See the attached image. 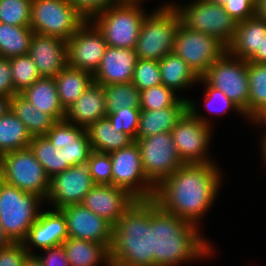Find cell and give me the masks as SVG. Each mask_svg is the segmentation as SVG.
<instances>
[{
	"label": "cell",
	"instance_id": "1",
	"mask_svg": "<svg viewBox=\"0 0 266 266\" xmlns=\"http://www.w3.org/2000/svg\"><path fill=\"white\" fill-rule=\"evenodd\" d=\"M221 174L216 163L183 164L155 187L152 200L161 210L199 227L217 199Z\"/></svg>",
	"mask_w": 266,
	"mask_h": 266
},
{
	"label": "cell",
	"instance_id": "2",
	"mask_svg": "<svg viewBox=\"0 0 266 266\" xmlns=\"http://www.w3.org/2000/svg\"><path fill=\"white\" fill-rule=\"evenodd\" d=\"M150 228L154 266H177L188 261L210 258L212 245L199 228L176 215L161 210L150 199ZM210 244V245H209ZM187 261V262H186Z\"/></svg>",
	"mask_w": 266,
	"mask_h": 266
},
{
	"label": "cell",
	"instance_id": "3",
	"mask_svg": "<svg viewBox=\"0 0 266 266\" xmlns=\"http://www.w3.org/2000/svg\"><path fill=\"white\" fill-rule=\"evenodd\" d=\"M112 266H154L150 199L136 200L113 226Z\"/></svg>",
	"mask_w": 266,
	"mask_h": 266
},
{
	"label": "cell",
	"instance_id": "4",
	"mask_svg": "<svg viewBox=\"0 0 266 266\" xmlns=\"http://www.w3.org/2000/svg\"><path fill=\"white\" fill-rule=\"evenodd\" d=\"M45 200L34 193L2 183L0 188V224L12 242H23L37 221Z\"/></svg>",
	"mask_w": 266,
	"mask_h": 266
},
{
	"label": "cell",
	"instance_id": "5",
	"mask_svg": "<svg viewBox=\"0 0 266 266\" xmlns=\"http://www.w3.org/2000/svg\"><path fill=\"white\" fill-rule=\"evenodd\" d=\"M173 3H164L143 19L135 52L139 59L161 60L173 52L180 18Z\"/></svg>",
	"mask_w": 266,
	"mask_h": 266
},
{
	"label": "cell",
	"instance_id": "6",
	"mask_svg": "<svg viewBox=\"0 0 266 266\" xmlns=\"http://www.w3.org/2000/svg\"><path fill=\"white\" fill-rule=\"evenodd\" d=\"M188 105L189 110L171 130L177 153L184 164L216 163L207 154L213 131L211 121L199 114L191 99H188Z\"/></svg>",
	"mask_w": 266,
	"mask_h": 266
},
{
	"label": "cell",
	"instance_id": "7",
	"mask_svg": "<svg viewBox=\"0 0 266 266\" xmlns=\"http://www.w3.org/2000/svg\"><path fill=\"white\" fill-rule=\"evenodd\" d=\"M146 15L142 3L117 2L91 22L103 34L107 46L134 49Z\"/></svg>",
	"mask_w": 266,
	"mask_h": 266
},
{
	"label": "cell",
	"instance_id": "8",
	"mask_svg": "<svg viewBox=\"0 0 266 266\" xmlns=\"http://www.w3.org/2000/svg\"><path fill=\"white\" fill-rule=\"evenodd\" d=\"M180 23L194 31L219 39L226 47L233 40L237 22L224 9L222 4L206 0H193L185 6L173 3Z\"/></svg>",
	"mask_w": 266,
	"mask_h": 266
},
{
	"label": "cell",
	"instance_id": "9",
	"mask_svg": "<svg viewBox=\"0 0 266 266\" xmlns=\"http://www.w3.org/2000/svg\"><path fill=\"white\" fill-rule=\"evenodd\" d=\"M0 172L7 184L46 199L50 187V177L35 158L30 147L0 156Z\"/></svg>",
	"mask_w": 266,
	"mask_h": 266
},
{
	"label": "cell",
	"instance_id": "10",
	"mask_svg": "<svg viewBox=\"0 0 266 266\" xmlns=\"http://www.w3.org/2000/svg\"><path fill=\"white\" fill-rule=\"evenodd\" d=\"M210 86L231 99L248 119L249 83L247 61L226 51L201 76Z\"/></svg>",
	"mask_w": 266,
	"mask_h": 266
},
{
	"label": "cell",
	"instance_id": "11",
	"mask_svg": "<svg viewBox=\"0 0 266 266\" xmlns=\"http://www.w3.org/2000/svg\"><path fill=\"white\" fill-rule=\"evenodd\" d=\"M84 22L67 0H32L30 27L34 33L67 41Z\"/></svg>",
	"mask_w": 266,
	"mask_h": 266
},
{
	"label": "cell",
	"instance_id": "12",
	"mask_svg": "<svg viewBox=\"0 0 266 266\" xmlns=\"http://www.w3.org/2000/svg\"><path fill=\"white\" fill-rule=\"evenodd\" d=\"M227 51L217 38L186 28L179 23L175 33L173 52L201 77Z\"/></svg>",
	"mask_w": 266,
	"mask_h": 266
},
{
	"label": "cell",
	"instance_id": "13",
	"mask_svg": "<svg viewBox=\"0 0 266 266\" xmlns=\"http://www.w3.org/2000/svg\"><path fill=\"white\" fill-rule=\"evenodd\" d=\"M135 141L140 149L145 176L154 187L184 164L177 153L171 132Z\"/></svg>",
	"mask_w": 266,
	"mask_h": 266
},
{
	"label": "cell",
	"instance_id": "14",
	"mask_svg": "<svg viewBox=\"0 0 266 266\" xmlns=\"http://www.w3.org/2000/svg\"><path fill=\"white\" fill-rule=\"evenodd\" d=\"M110 157L112 160V185L125 189L136 200L153 198L155 187L145 176L140 149L136 141L110 153Z\"/></svg>",
	"mask_w": 266,
	"mask_h": 266
},
{
	"label": "cell",
	"instance_id": "15",
	"mask_svg": "<svg viewBox=\"0 0 266 266\" xmlns=\"http://www.w3.org/2000/svg\"><path fill=\"white\" fill-rule=\"evenodd\" d=\"M107 43L91 21H85L67 40L68 65L95 74Z\"/></svg>",
	"mask_w": 266,
	"mask_h": 266
},
{
	"label": "cell",
	"instance_id": "16",
	"mask_svg": "<svg viewBox=\"0 0 266 266\" xmlns=\"http://www.w3.org/2000/svg\"><path fill=\"white\" fill-rule=\"evenodd\" d=\"M94 185L87 163L71 166L50 178L45 201H49L53 205L52 209L57 210L80 204Z\"/></svg>",
	"mask_w": 266,
	"mask_h": 266
},
{
	"label": "cell",
	"instance_id": "17",
	"mask_svg": "<svg viewBox=\"0 0 266 266\" xmlns=\"http://www.w3.org/2000/svg\"><path fill=\"white\" fill-rule=\"evenodd\" d=\"M59 210L65 216L69 238L103 243L110 249L113 226L108 221L81 203L68 205Z\"/></svg>",
	"mask_w": 266,
	"mask_h": 266
},
{
	"label": "cell",
	"instance_id": "18",
	"mask_svg": "<svg viewBox=\"0 0 266 266\" xmlns=\"http://www.w3.org/2000/svg\"><path fill=\"white\" fill-rule=\"evenodd\" d=\"M45 136L57 149H62L64 162L70 167L87 163L92 148L84 127L63 119L56 121Z\"/></svg>",
	"mask_w": 266,
	"mask_h": 266
},
{
	"label": "cell",
	"instance_id": "19",
	"mask_svg": "<svg viewBox=\"0 0 266 266\" xmlns=\"http://www.w3.org/2000/svg\"><path fill=\"white\" fill-rule=\"evenodd\" d=\"M135 201L125 189L114 185H94L81 204L114 226Z\"/></svg>",
	"mask_w": 266,
	"mask_h": 266
},
{
	"label": "cell",
	"instance_id": "20",
	"mask_svg": "<svg viewBox=\"0 0 266 266\" xmlns=\"http://www.w3.org/2000/svg\"><path fill=\"white\" fill-rule=\"evenodd\" d=\"M41 77L54 78L68 65L67 41L33 33L29 53Z\"/></svg>",
	"mask_w": 266,
	"mask_h": 266
},
{
	"label": "cell",
	"instance_id": "21",
	"mask_svg": "<svg viewBox=\"0 0 266 266\" xmlns=\"http://www.w3.org/2000/svg\"><path fill=\"white\" fill-rule=\"evenodd\" d=\"M68 238L65 216L60 210L51 209V211L40 212L37 221L29 229L23 244L29 254H34L33 250H30L31 245L42 251L62 245Z\"/></svg>",
	"mask_w": 266,
	"mask_h": 266
},
{
	"label": "cell",
	"instance_id": "22",
	"mask_svg": "<svg viewBox=\"0 0 266 266\" xmlns=\"http://www.w3.org/2000/svg\"><path fill=\"white\" fill-rule=\"evenodd\" d=\"M138 59L135 49L107 46L93 75L94 82L102 86L131 82Z\"/></svg>",
	"mask_w": 266,
	"mask_h": 266
},
{
	"label": "cell",
	"instance_id": "23",
	"mask_svg": "<svg viewBox=\"0 0 266 266\" xmlns=\"http://www.w3.org/2000/svg\"><path fill=\"white\" fill-rule=\"evenodd\" d=\"M107 115L103 86L93 82L82 95L65 110V120L85 129Z\"/></svg>",
	"mask_w": 266,
	"mask_h": 266
},
{
	"label": "cell",
	"instance_id": "24",
	"mask_svg": "<svg viewBox=\"0 0 266 266\" xmlns=\"http://www.w3.org/2000/svg\"><path fill=\"white\" fill-rule=\"evenodd\" d=\"M266 35V21L254 16L237 22L233 40L227 51L240 59L250 61L261 49L262 38Z\"/></svg>",
	"mask_w": 266,
	"mask_h": 266
},
{
	"label": "cell",
	"instance_id": "25",
	"mask_svg": "<svg viewBox=\"0 0 266 266\" xmlns=\"http://www.w3.org/2000/svg\"><path fill=\"white\" fill-rule=\"evenodd\" d=\"M188 110V99L180 106H171L159 110H141L136 140L159 133L171 132Z\"/></svg>",
	"mask_w": 266,
	"mask_h": 266
},
{
	"label": "cell",
	"instance_id": "26",
	"mask_svg": "<svg viewBox=\"0 0 266 266\" xmlns=\"http://www.w3.org/2000/svg\"><path fill=\"white\" fill-rule=\"evenodd\" d=\"M20 94L40 112L51 115L56 121L65 118L54 78L40 77Z\"/></svg>",
	"mask_w": 266,
	"mask_h": 266
},
{
	"label": "cell",
	"instance_id": "27",
	"mask_svg": "<svg viewBox=\"0 0 266 266\" xmlns=\"http://www.w3.org/2000/svg\"><path fill=\"white\" fill-rule=\"evenodd\" d=\"M85 130L92 151L96 152L110 154L134 142V139L127 133L116 131L107 117L98 119Z\"/></svg>",
	"mask_w": 266,
	"mask_h": 266
},
{
	"label": "cell",
	"instance_id": "28",
	"mask_svg": "<svg viewBox=\"0 0 266 266\" xmlns=\"http://www.w3.org/2000/svg\"><path fill=\"white\" fill-rule=\"evenodd\" d=\"M62 245L70 266H112L110 249L103 243L68 238Z\"/></svg>",
	"mask_w": 266,
	"mask_h": 266
},
{
	"label": "cell",
	"instance_id": "29",
	"mask_svg": "<svg viewBox=\"0 0 266 266\" xmlns=\"http://www.w3.org/2000/svg\"><path fill=\"white\" fill-rule=\"evenodd\" d=\"M58 97L64 110L69 108L94 82L93 75L67 65L55 77Z\"/></svg>",
	"mask_w": 266,
	"mask_h": 266
},
{
	"label": "cell",
	"instance_id": "30",
	"mask_svg": "<svg viewBox=\"0 0 266 266\" xmlns=\"http://www.w3.org/2000/svg\"><path fill=\"white\" fill-rule=\"evenodd\" d=\"M162 84L175 93L199 83V76L174 52L159 60ZM190 85V86H189Z\"/></svg>",
	"mask_w": 266,
	"mask_h": 266
},
{
	"label": "cell",
	"instance_id": "31",
	"mask_svg": "<svg viewBox=\"0 0 266 266\" xmlns=\"http://www.w3.org/2000/svg\"><path fill=\"white\" fill-rule=\"evenodd\" d=\"M11 111L23 122L32 137L45 136L56 122L51 115L40 112L21 94L11 98Z\"/></svg>",
	"mask_w": 266,
	"mask_h": 266
},
{
	"label": "cell",
	"instance_id": "32",
	"mask_svg": "<svg viewBox=\"0 0 266 266\" xmlns=\"http://www.w3.org/2000/svg\"><path fill=\"white\" fill-rule=\"evenodd\" d=\"M31 140L27 128L11 110L0 117V156L29 147Z\"/></svg>",
	"mask_w": 266,
	"mask_h": 266
},
{
	"label": "cell",
	"instance_id": "33",
	"mask_svg": "<svg viewBox=\"0 0 266 266\" xmlns=\"http://www.w3.org/2000/svg\"><path fill=\"white\" fill-rule=\"evenodd\" d=\"M33 33L30 26L0 23V57L12 58L28 54Z\"/></svg>",
	"mask_w": 266,
	"mask_h": 266
},
{
	"label": "cell",
	"instance_id": "34",
	"mask_svg": "<svg viewBox=\"0 0 266 266\" xmlns=\"http://www.w3.org/2000/svg\"><path fill=\"white\" fill-rule=\"evenodd\" d=\"M29 147L50 178L70 167L64 162L62 149H57L46 136L32 137Z\"/></svg>",
	"mask_w": 266,
	"mask_h": 266
},
{
	"label": "cell",
	"instance_id": "35",
	"mask_svg": "<svg viewBox=\"0 0 266 266\" xmlns=\"http://www.w3.org/2000/svg\"><path fill=\"white\" fill-rule=\"evenodd\" d=\"M249 83L248 120L266 106V64L247 61Z\"/></svg>",
	"mask_w": 266,
	"mask_h": 266
},
{
	"label": "cell",
	"instance_id": "36",
	"mask_svg": "<svg viewBox=\"0 0 266 266\" xmlns=\"http://www.w3.org/2000/svg\"><path fill=\"white\" fill-rule=\"evenodd\" d=\"M106 111L114 113L122 108H140V91L132 82L103 86Z\"/></svg>",
	"mask_w": 266,
	"mask_h": 266
},
{
	"label": "cell",
	"instance_id": "37",
	"mask_svg": "<svg viewBox=\"0 0 266 266\" xmlns=\"http://www.w3.org/2000/svg\"><path fill=\"white\" fill-rule=\"evenodd\" d=\"M176 95L177 93L163 84L143 89L140 91V110L180 106L187 99Z\"/></svg>",
	"mask_w": 266,
	"mask_h": 266
},
{
	"label": "cell",
	"instance_id": "38",
	"mask_svg": "<svg viewBox=\"0 0 266 266\" xmlns=\"http://www.w3.org/2000/svg\"><path fill=\"white\" fill-rule=\"evenodd\" d=\"M13 86L17 94L22 93L41 77L29 54L9 58Z\"/></svg>",
	"mask_w": 266,
	"mask_h": 266
},
{
	"label": "cell",
	"instance_id": "39",
	"mask_svg": "<svg viewBox=\"0 0 266 266\" xmlns=\"http://www.w3.org/2000/svg\"><path fill=\"white\" fill-rule=\"evenodd\" d=\"M32 0H0V23L30 26Z\"/></svg>",
	"mask_w": 266,
	"mask_h": 266
},
{
	"label": "cell",
	"instance_id": "40",
	"mask_svg": "<svg viewBox=\"0 0 266 266\" xmlns=\"http://www.w3.org/2000/svg\"><path fill=\"white\" fill-rule=\"evenodd\" d=\"M131 82L139 91L161 85L162 79L159 61L153 59H138Z\"/></svg>",
	"mask_w": 266,
	"mask_h": 266
},
{
	"label": "cell",
	"instance_id": "41",
	"mask_svg": "<svg viewBox=\"0 0 266 266\" xmlns=\"http://www.w3.org/2000/svg\"><path fill=\"white\" fill-rule=\"evenodd\" d=\"M199 83L205 85L204 108L209 113L225 115L229 109H233L240 115L242 114V117H246L244 112L231 99L220 90L210 86L202 77L199 78Z\"/></svg>",
	"mask_w": 266,
	"mask_h": 266
},
{
	"label": "cell",
	"instance_id": "42",
	"mask_svg": "<svg viewBox=\"0 0 266 266\" xmlns=\"http://www.w3.org/2000/svg\"><path fill=\"white\" fill-rule=\"evenodd\" d=\"M87 164L95 185H112V160L110 154L92 151Z\"/></svg>",
	"mask_w": 266,
	"mask_h": 266
},
{
	"label": "cell",
	"instance_id": "43",
	"mask_svg": "<svg viewBox=\"0 0 266 266\" xmlns=\"http://www.w3.org/2000/svg\"><path fill=\"white\" fill-rule=\"evenodd\" d=\"M140 108H122L117 112L108 113L106 117L118 132L130 135L134 141L139 126Z\"/></svg>",
	"mask_w": 266,
	"mask_h": 266
},
{
	"label": "cell",
	"instance_id": "44",
	"mask_svg": "<svg viewBox=\"0 0 266 266\" xmlns=\"http://www.w3.org/2000/svg\"><path fill=\"white\" fill-rule=\"evenodd\" d=\"M67 2L85 21H91L95 16L115 5L117 0H67Z\"/></svg>",
	"mask_w": 266,
	"mask_h": 266
},
{
	"label": "cell",
	"instance_id": "45",
	"mask_svg": "<svg viewBox=\"0 0 266 266\" xmlns=\"http://www.w3.org/2000/svg\"><path fill=\"white\" fill-rule=\"evenodd\" d=\"M256 0H224L223 7L236 22L255 16Z\"/></svg>",
	"mask_w": 266,
	"mask_h": 266
},
{
	"label": "cell",
	"instance_id": "46",
	"mask_svg": "<svg viewBox=\"0 0 266 266\" xmlns=\"http://www.w3.org/2000/svg\"><path fill=\"white\" fill-rule=\"evenodd\" d=\"M28 254L23 242L0 247V266H22Z\"/></svg>",
	"mask_w": 266,
	"mask_h": 266
},
{
	"label": "cell",
	"instance_id": "47",
	"mask_svg": "<svg viewBox=\"0 0 266 266\" xmlns=\"http://www.w3.org/2000/svg\"><path fill=\"white\" fill-rule=\"evenodd\" d=\"M41 252H45V255L34 253L43 266H70L69 261L66 256L65 249L63 245L50 247L44 249Z\"/></svg>",
	"mask_w": 266,
	"mask_h": 266
},
{
	"label": "cell",
	"instance_id": "48",
	"mask_svg": "<svg viewBox=\"0 0 266 266\" xmlns=\"http://www.w3.org/2000/svg\"><path fill=\"white\" fill-rule=\"evenodd\" d=\"M0 94L13 97L15 94L9 58L0 57Z\"/></svg>",
	"mask_w": 266,
	"mask_h": 266
},
{
	"label": "cell",
	"instance_id": "49",
	"mask_svg": "<svg viewBox=\"0 0 266 266\" xmlns=\"http://www.w3.org/2000/svg\"><path fill=\"white\" fill-rule=\"evenodd\" d=\"M250 61L266 64V35L262 38L261 49Z\"/></svg>",
	"mask_w": 266,
	"mask_h": 266
},
{
	"label": "cell",
	"instance_id": "50",
	"mask_svg": "<svg viewBox=\"0 0 266 266\" xmlns=\"http://www.w3.org/2000/svg\"><path fill=\"white\" fill-rule=\"evenodd\" d=\"M255 16L266 21V0H256Z\"/></svg>",
	"mask_w": 266,
	"mask_h": 266
},
{
	"label": "cell",
	"instance_id": "51",
	"mask_svg": "<svg viewBox=\"0 0 266 266\" xmlns=\"http://www.w3.org/2000/svg\"><path fill=\"white\" fill-rule=\"evenodd\" d=\"M11 110V97L0 94V117Z\"/></svg>",
	"mask_w": 266,
	"mask_h": 266
},
{
	"label": "cell",
	"instance_id": "52",
	"mask_svg": "<svg viewBox=\"0 0 266 266\" xmlns=\"http://www.w3.org/2000/svg\"><path fill=\"white\" fill-rule=\"evenodd\" d=\"M250 121L254 123V125L258 124L256 126L264 124L266 127V106L262 108Z\"/></svg>",
	"mask_w": 266,
	"mask_h": 266
},
{
	"label": "cell",
	"instance_id": "53",
	"mask_svg": "<svg viewBox=\"0 0 266 266\" xmlns=\"http://www.w3.org/2000/svg\"><path fill=\"white\" fill-rule=\"evenodd\" d=\"M22 266H43L35 254H28Z\"/></svg>",
	"mask_w": 266,
	"mask_h": 266
},
{
	"label": "cell",
	"instance_id": "54",
	"mask_svg": "<svg viewBox=\"0 0 266 266\" xmlns=\"http://www.w3.org/2000/svg\"><path fill=\"white\" fill-rule=\"evenodd\" d=\"M12 241L9 239V237L5 234L4 229L2 228L0 224V247H6L10 245Z\"/></svg>",
	"mask_w": 266,
	"mask_h": 266
},
{
	"label": "cell",
	"instance_id": "55",
	"mask_svg": "<svg viewBox=\"0 0 266 266\" xmlns=\"http://www.w3.org/2000/svg\"><path fill=\"white\" fill-rule=\"evenodd\" d=\"M264 134L261 135L263 138H261L260 146L262 147L261 151L263 153L262 156H263L264 163H266V132H264Z\"/></svg>",
	"mask_w": 266,
	"mask_h": 266
},
{
	"label": "cell",
	"instance_id": "56",
	"mask_svg": "<svg viewBox=\"0 0 266 266\" xmlns=\"http://www.w3.org/2000/svg\"><path fill=\"white\" fill-rule=\"evenodd\" d=\"M117 2H120V3H140V2H144V0H117Z\"/></svg>",
	"mask_w": 266,
	"mask_h": 266
},
{
	"label": "cell",
	"instance_id": "57",
	"mask_svg": "<svg viewBox=\"0 0 266 266\" xmlns=\"http://www.w3.org/2000/svg\"><path fill=\"white\" fill-rule=\"evenodd\" d=\"M208 2H212V3H217V4H222L224 3V0H206Z\"/></svg>",
	"mask_w": 266,
	"mask_h": 266
},
{
	"label": "cell",
	"instance_id": "58",
	"mask_svg": "<svg viewBox=\"0 0 266 266\" xmlns=\"http://www.w3.org/2000/svg\"><path fill=\"white\" fill-rule=\"evenodd\" d=\"M3 182H4V180H3V177H2L1 172H0V188H1Z\"/></svg>",
	"mask_w": 266,
	"mask_h": 266
}]
</instances>
